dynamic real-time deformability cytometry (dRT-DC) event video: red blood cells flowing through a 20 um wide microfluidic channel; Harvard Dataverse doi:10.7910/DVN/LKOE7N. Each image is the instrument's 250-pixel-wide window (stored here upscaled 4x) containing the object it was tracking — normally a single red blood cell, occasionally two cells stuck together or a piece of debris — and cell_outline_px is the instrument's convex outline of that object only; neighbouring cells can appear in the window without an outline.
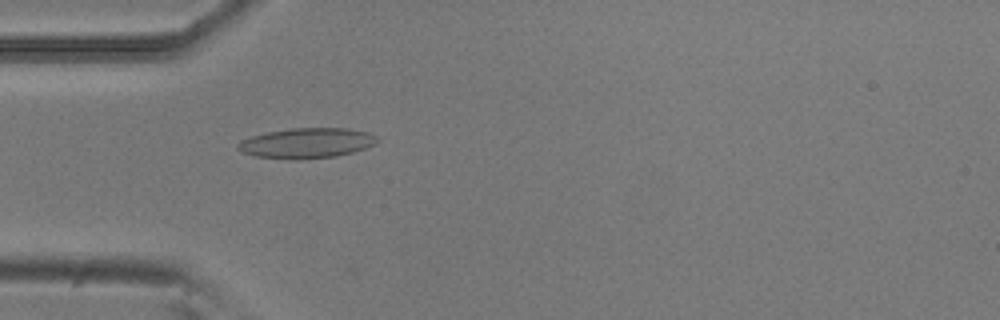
{"species": "common noctule bat (a hibernating species)", "species_latin": "Nyctalus noctula", "temperature_condition": "room temperature", "stored_images_in_passage": 52, "camera_frame_rate_fps": 3000, "um_per_image_px": 0.085, "animal": {"sex": "male", "body_mass_g": 20.5, "forearm_length_mm": 52.5}, "frame": {"image": 1, "passage_image": 15, "time_ms": 4.667, "image_size_px": [1000, 320], "cell_outline_px": [[380, 140], [376, 144], [352, 152], [336, 156], [296, 160], [292, 160], [256, 156], [244, 152], [236, 148], [236, 144], [240, 140], [252, 136], [268, 132], [288, 128], [348, 128], [368, 132], [376, 136]], "centroid_in_image_um": [26.07, 12.16], "position_along_channel_um": 58.9, "area_um2": 24.62}}
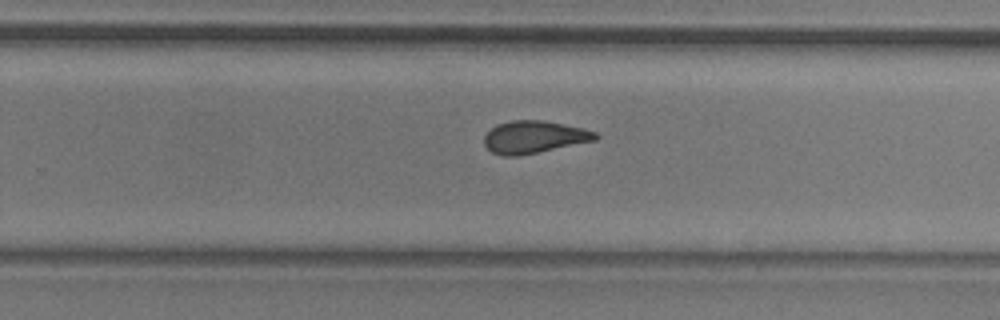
{"frame": {"image": 2, "passage_image": 33, "time_ms": 10.667, "image_size_px": [1000, 320], "cell_outline_px": [[600, 136], [596, 140], [520, 156], [504, 156], [492, 152], [484, 144], [484, 136], [496, 124], [512, 120], [544, 120], [584, 128], [596, 132]], "centroid_in_image_um": [45.41, 11.64], "position_along_channel_um": 284.4, "area_um2": 21.1}}
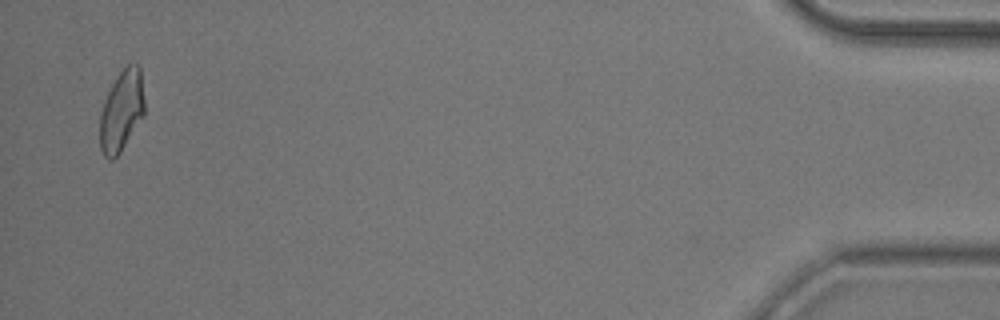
{"frame": {"image": 3, "passage_image": 51, "time_ms": 16.667, "image_size_px": [1000, 320], "cell_outline_px": [[144, 116], [120, 152], [112, 160], [108, 160], [104, 156], [100, 148], [100, 116], [104, 100], [116, 76], [128, 64], [140, 64], [144, 100]], "centroid_in_image_um": [10.34, 9.42], "position_along_channel_um": 424.9, "area_um2": 21.1}, "authors_computed_cell_mechanics": {"area_um2": 21.5594, "velocity_mm_per_s": 3.7902, "shape_relaxation_time_tau1_ms": 10.6174, "shape_relaxation_time_tau2_ms": 1.6725, "deformation_change_tau1": 0.2227, "deformation_change_tau2": 0.0845}}